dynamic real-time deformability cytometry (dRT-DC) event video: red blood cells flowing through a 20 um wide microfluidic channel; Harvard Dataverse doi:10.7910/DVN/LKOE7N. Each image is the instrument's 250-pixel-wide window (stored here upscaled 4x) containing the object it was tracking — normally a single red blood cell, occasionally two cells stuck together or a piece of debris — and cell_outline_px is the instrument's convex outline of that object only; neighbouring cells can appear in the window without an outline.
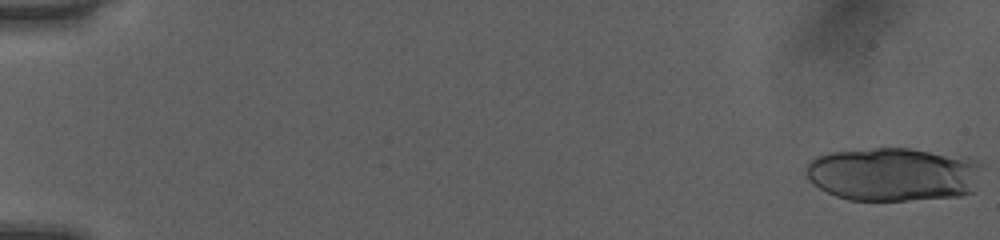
{"species": "human", "species_latin": "Homo sapiens", "temperature_condition": "room temperature", "stored_images_in_passage": 51, "camera_frame_rate_fps": 3000, "um_per_image_px": 0.085, "donor": {"sex": "female"}, "frame": {"image": 1, "passage_image": 1, "time_ms": 0.0, "image_size_px": [1000, 240], "cell_outline_px": [[984, 164], [972, 192], [960, 196], [908, 200], [848, 200], [836, 196], [820, 188], [804, 172], [804, 168], [816, 156], [828, 152], [872, 148], [908, 148], [968, 156], [980, 160]], "centroid_in_image_um": [75.99, 14.79], "position_along_channel_um": 9.0, "area_um2": 55.66}}
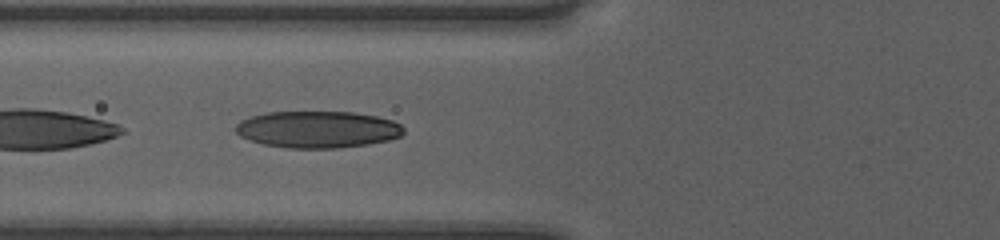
{"frame": {"image": 2, "passage_image": 22, "time_ms": 7.0, "image_size_px": [1000, 240], "cell_outline_px": [[404, 132], [400, 136], [388, 140], [368, 144], [336, 148], [288, 148], [264, 144], [240, 136], [236, 132], [236, 124], [240, 120], [264, 112], [352, 112], [376, 116], [392, 120], [400, 124], [404, 128]], "centroid_in_image_um": [27.0, 11.0], "position_along_channel_um": 98.8, "area_um2": 35.95}}
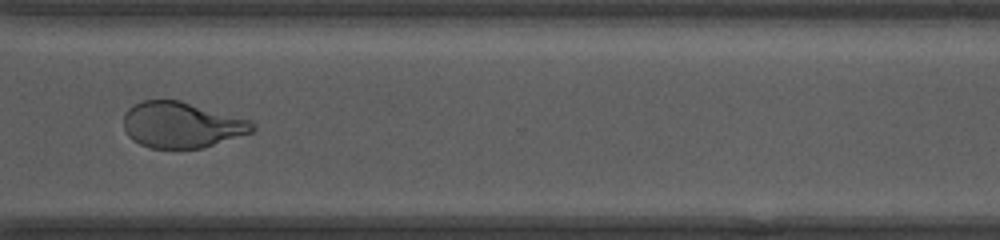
{"frame": {"image": 3, "passage_image": 41, "time_ms": 13.333, "image_size_px": [1000, 240], "cell_outline_px": [[256, 128], [252, 132], [204, 148], [148, 148], [132, 140], [128, 136], [124, 128], [124, 112], [128, 108], [144, 100], [180, 100], [252, 120]], "centroid_in_image_um": [15.45, 10.62], "position_along_channel_um": 355.2, "area_um2": 34.62}, "authors_computed_cell_mechanics": {"area_um2": 38.2636, "velocity_mm_per_s": 4.0465, "shape_relaxation_time_tau1_ms": 6.127, "shape_relaxation_time_tau2_ms": 1.2114, "deformation_change_tau1": 0.2168, "deformation_change_tau2": 0.0848}}